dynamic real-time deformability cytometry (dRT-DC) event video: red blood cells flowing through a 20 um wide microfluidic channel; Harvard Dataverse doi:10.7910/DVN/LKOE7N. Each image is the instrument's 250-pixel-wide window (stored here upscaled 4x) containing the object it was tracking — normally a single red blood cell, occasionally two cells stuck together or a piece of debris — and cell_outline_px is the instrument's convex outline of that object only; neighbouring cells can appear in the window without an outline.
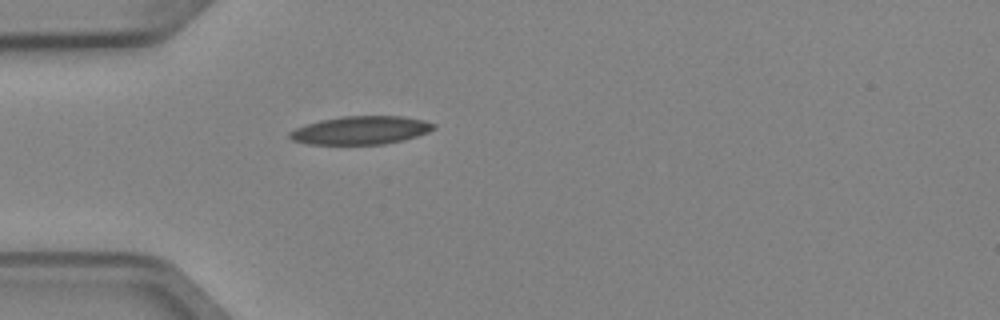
{"species": "Egyptian fruit bat (a non-hibernating species)", "species_latin": "Rousettus aegyptiacus", "temperature_condition": "cold", "stored_images_in_passage": 1, "camera_frame_rate_fps": 3000, "um_per_image_px": 0.085, "animal": {"sex": "female"}, "frame": {"image": 1, "passage_image": 1, "time_ms": 0.0, "image_size_px": [1000, 320], "cell_outline_px": [[436, 128], [428, 132], [404, 140], [384, 144], [308, 144], [292, 140], [288, 136], [288, 132], [304, 124], [320, 120], [344, 116], [404, 116], [424, 120], [436, 124]], "centroid_in_image_um": [30.67, 11.07], "position_along_channel_um": 54.3, "area_um2": 23.81}}